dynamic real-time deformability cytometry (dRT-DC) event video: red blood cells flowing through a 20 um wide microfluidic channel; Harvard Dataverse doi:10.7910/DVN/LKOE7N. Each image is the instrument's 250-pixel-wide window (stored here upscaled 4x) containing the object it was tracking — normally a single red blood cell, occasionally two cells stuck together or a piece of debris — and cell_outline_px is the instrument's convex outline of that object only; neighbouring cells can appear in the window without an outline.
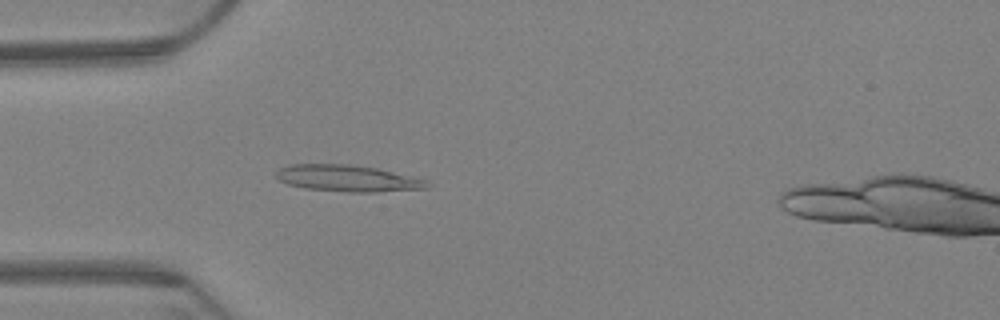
{"species": "Egyptian fruit bat (a non-hibernating species)", "species_latin": "Rousettus aegyptiacus", "temperature_condition": "warm", "stored_images_in_passage": 63, "segment_of_instrument_passage": [1, 2], "camera_frame_rate_fps": 3000, "um_per_image_px": 0.085, "animal": {"sex": "female"}, "frame": {"image": 1, "passage_image": 19, "time_ms": 6.0, "image_size_px": [1000, 320], "cell_outline_px": [[432, 184], [428, 188], [376, 192], [348, 192], [304, 188], [288, 184], [280, 180], [276, 176], [276, 172], [280, 168], [292, 164], [348, 164], [376, 168], [428, 180]], "centroid_in_image_um": [29.58, 15.16], "position_along_channel_um": 55.4, "area_um2": 23.29}}
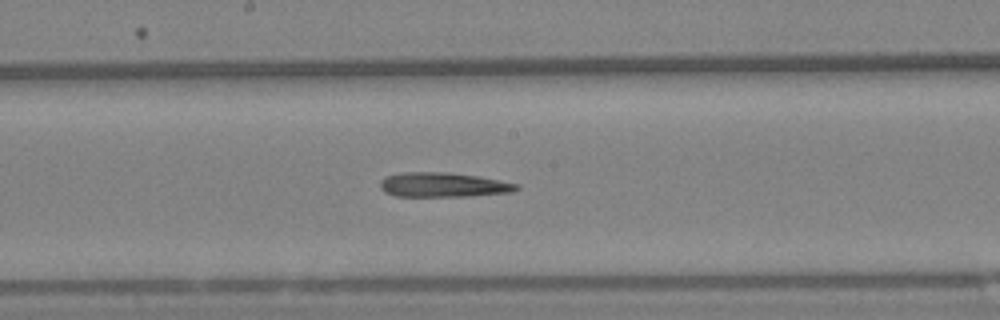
{"frame": {"image": 2, "passage_image": 34, "time_ms": 11.0, "image_size_px": [1000, 320], "cell_outline_px": [[520, 188], [516, 192], [468, 196], [396, 196], [384, 192], [380, 188], [380, 180], [384, 176], [404, 172], [444, 172], [480, 176], [520, 184]], "centroid_in_image_um": [37.7, 15.71], "position_along_channel_um": 210.5, "area_um2": 19.77}}
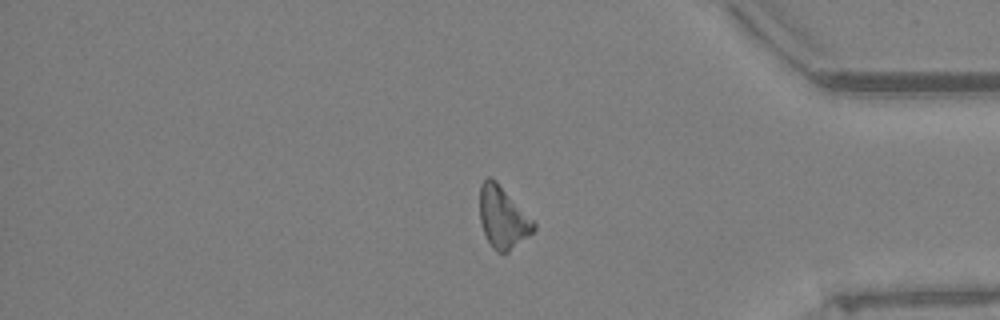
{"frame": {"image": 3, "passage_image": 53, "time_ms": 17.333, "image_size_px": [1000, 320], "cell_outline_px": [[536, 228], [532, 232], [508, 252], [496, 252], [492, 248], [484, 232], [480, 220], [480, 184], [488, 176], [496, 180], [536, 224]], "centroid_in_image_um": [42.71, 18.47], "position_along_channel_um": 392.5, "area_um2": 19.02}}